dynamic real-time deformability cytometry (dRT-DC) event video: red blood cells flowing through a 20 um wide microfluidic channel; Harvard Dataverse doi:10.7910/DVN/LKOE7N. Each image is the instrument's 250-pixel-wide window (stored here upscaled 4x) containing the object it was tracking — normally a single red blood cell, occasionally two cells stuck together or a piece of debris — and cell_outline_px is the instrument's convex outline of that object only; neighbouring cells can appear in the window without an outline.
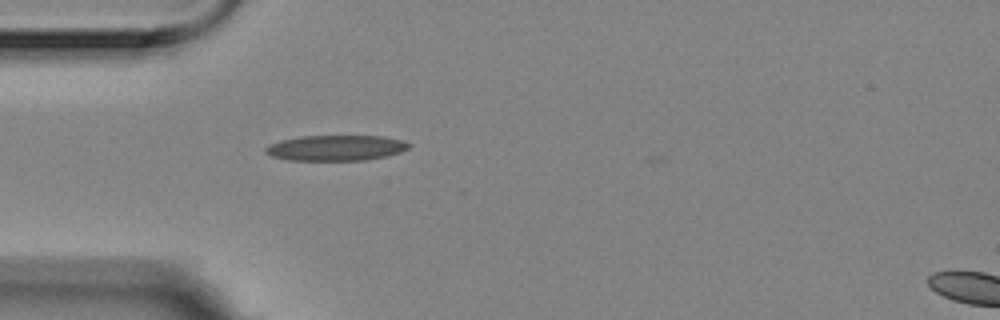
{"species": "Egyptian fruit bat (a non-hibernating species)", "species_latin": "Rousettus aegyptiacus", "temperature_condition": "room temperature", "stored_images_in_passage": 41, "camera_frame_rate_fps": 3000, "um_per_image_px": 0.085, "animal": {"sex": "female"}, "frame": {"image": 1, "passage_image": 1, "time_ms": 0.0, "image_size_px": [1000, 320], "cell_outline_px": [[412, 144], [408, 148], [400, 152], [384, 156], [364, 160], [288, 160], [272, 156], [264, 152], [264, 148], [280, 140], [300, 136], [384, 136], [400, 140]], "centroid_in_image_um": [28.53, 12.57], "position_along_channel_um": 56.5, "area_um2": 21.15}}
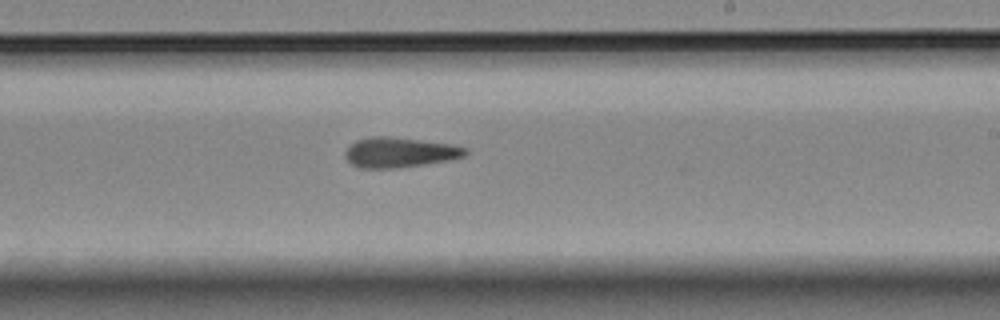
{"frame": {"image": 2, "passage_image": 18, "time_ms": 5.667, "image_size_px": [1000, 320], "cell_outline_px": [[468, 152], [464, 156], [452, 160], [396, 168], [360, 168], [352, 164], [344, 156], [344, 152], [356, 140], [372, 136], [388, 136], [452, 144], [468, 148]], "centroid_in_image_um": [33.99, 12.95], "position_along_channel_um": 255.0, "area_um2": 21.1}}
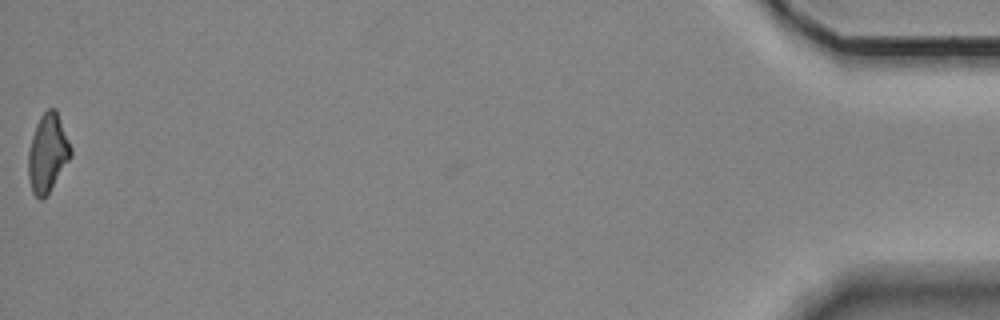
{"frame": {"image": 3, "passage_image": 41, "time_ms": 13.333, "image_size_px": [1000, 320], "cell_outline_px": [[72, 156], [48, 192], [40, 200], [32, 192], [28, 176], [28, 152], [32, 136], [36, 124], [40, 116], [48, 108], [56, 108], [72, 148]], "centroid_in_image_um": [4.05, 12.97], "position_along_channel_um": 431.1, "area_um2": 19.25}, "authors_computed_cell_mechanics": {"area_um2": 20.4612, "velocity_mm_per_s": 3.5605, "shape_relaxation_time_tau1_ms": null, "shape_relaxation_time_tau2_ms": 6.6459, "deformation_change_tau1": null, "deformation_change_tau2": 0.1796}}